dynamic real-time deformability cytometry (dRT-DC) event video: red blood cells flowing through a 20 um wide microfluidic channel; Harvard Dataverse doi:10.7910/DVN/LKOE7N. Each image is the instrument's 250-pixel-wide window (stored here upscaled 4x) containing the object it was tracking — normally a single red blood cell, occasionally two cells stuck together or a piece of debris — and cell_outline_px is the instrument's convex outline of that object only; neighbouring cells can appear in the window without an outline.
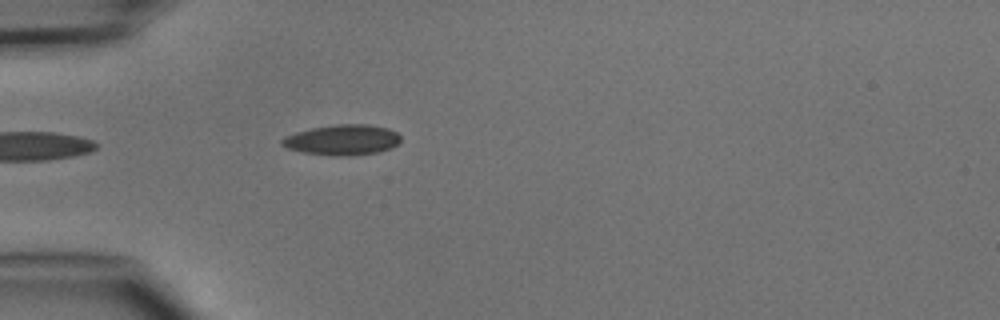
{"species": "common noctule bat (a hibernating species)", "species_latin": "Nyctalus noctula", "temperature_condition": "cold", "stored_images_in_passage": 5, "camera_frame_rate_fps": 3000, "um_per_image_px": 0.085, "animal": {"sex": "male", "body_mass_g": 15.6}, "frame": {"image": 1, "passage_image": 5, "time_ms": 5.333, "image_size_px": [1000, 320], "cell_outline_px": [[400, 140], [392, 148], [380, 152], [348, 156], [332, 156], [304, 152], [288, 148], [280, 144], [280, 140], [284, 136], [296, 132], [312, 128], [336, 124], [368, 124], [388, 128], [396, 132], [400, 136]], "centroid_in_image_um": [29.1, 11.89], "position_along_channel_um": 55.9, "area_um2": 21.15}}